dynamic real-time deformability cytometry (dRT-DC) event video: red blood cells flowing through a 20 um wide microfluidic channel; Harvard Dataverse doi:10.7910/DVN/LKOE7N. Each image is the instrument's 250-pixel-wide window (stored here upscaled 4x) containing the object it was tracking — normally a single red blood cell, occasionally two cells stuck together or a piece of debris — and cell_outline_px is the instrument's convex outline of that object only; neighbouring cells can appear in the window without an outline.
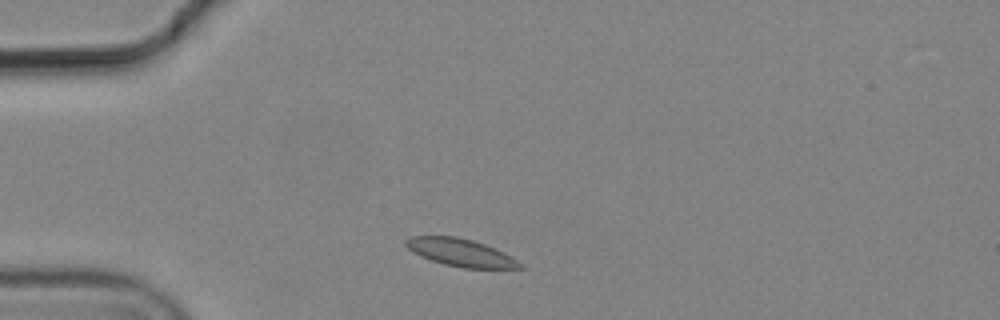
{"species": "common noctule bat (a hibernating species)", "species_latin": "Nyctalus noctula", "temperature_condition": "cold", "stored_images_in_passage": 8, "camera_frame_rate_fps": 3000, "um_per_image_px": 0.085, "animal": {"sex": "male", "body_mass_g": 19.2, "forearm_length_mm": 51.8}, "frame": {"image": 1, "passage_image": 1, "time_ms": 0.0, "image_size_px": [1000, 320], "cell_outline_px": [[528, 268], [464, 268], [444, 264], [420, 256], [412, 252], [404, 244], [404, 240], [408, 236], [456, 236], [472, 240], [484, 244], [504, 252], [512, 256], [524, 264]], "centroid_in_image_um": [39.17, 21.46], "position_along_channel_um": 45.8, "area_um2": 18.5}}
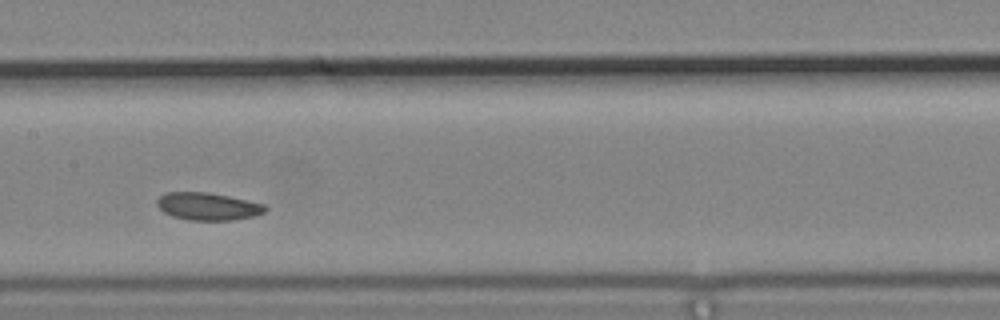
{"frame": {"image": 2, "passage_image": 5, "time_ms": 1.333, "image_size_px": [1000, 320], "cell_outline_px": [[268, 208], [264, 212], [256, 216], [232, 220], [188, 220], [172, 216], [164, 212], [156, 204], [156, 200], [164, 192], [208, 192], [228, 196], [264, 204]], "centroid_in_image_um": [17.66, 17.54], "position_along_channel_um": 189.7, "area_um2": 17.4}}
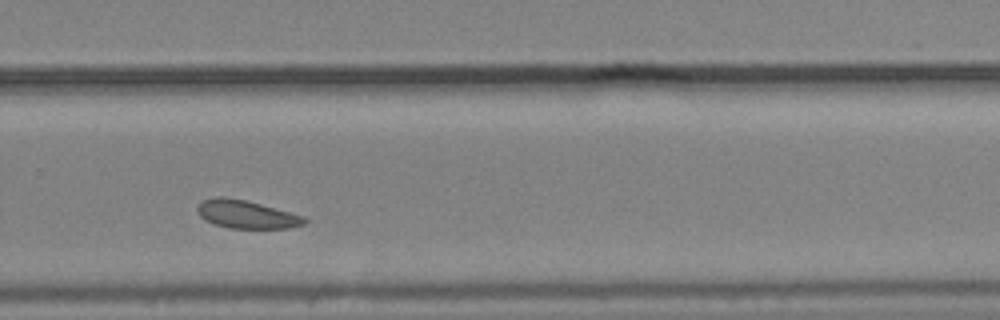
{"frame": {"image": 3, "passage_image": 8, "time_ms": 2.333, "image_size_px": [1000, 320], "cell_outline_px": [[308, 220], [304, 224], [292, 228], [228, 228], [212, 224], [204, 220], [196, 212], [196, 204], [200, 200], [216, 196], [224, 196], [244, 200], [260, 204], [304, 216]], "centroid_in_image_um": [20.87, 18.21], "position_along_channel_um": 308.9, "area_um2": 17.8}}